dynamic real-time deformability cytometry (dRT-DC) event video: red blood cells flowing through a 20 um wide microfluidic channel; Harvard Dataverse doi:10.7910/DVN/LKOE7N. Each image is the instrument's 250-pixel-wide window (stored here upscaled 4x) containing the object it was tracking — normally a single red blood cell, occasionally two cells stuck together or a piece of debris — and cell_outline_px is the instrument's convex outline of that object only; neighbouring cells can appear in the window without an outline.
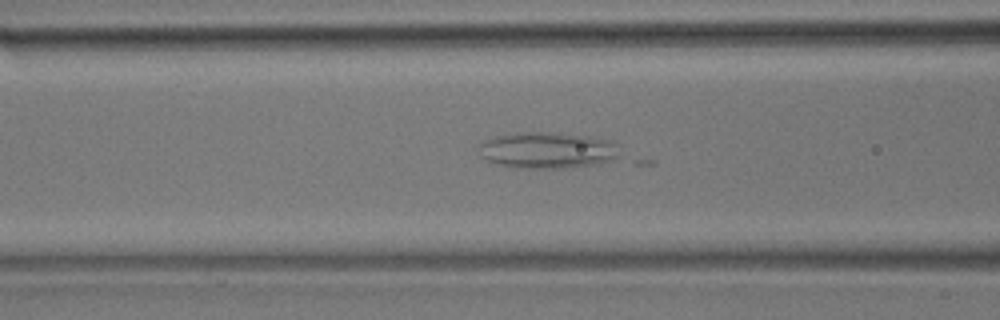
{"species": "common noctule bat (a hibernating species)", "species_latin": "Nyctalus noctula", "temperature_condition": "room temperature", "stored_images_in_passage": 38, "camera_frame_rate_fps": 3000, "um_per_image_px": 0.085, "animal": {"sex": "male", "body_mass_g": 17.9}, "frame": {"image": 1, "passage_image": 16, "time_ms": 5.0, "image_size_px": [1000, 320], "cell_outline_px": [[616, 156], [612, 160], [600, 164], [564, 168], [512, 168], [484, 160], [480, 156], [476, 148], [484, 140], [496, 136], [516, 132], [556, 132], [588, 136], [608, 140], [616, 144]], "centroid_in_image_um": [46.43, 12.77], "position_along_channel_um": 120.2, "area_um2": 30.11}}
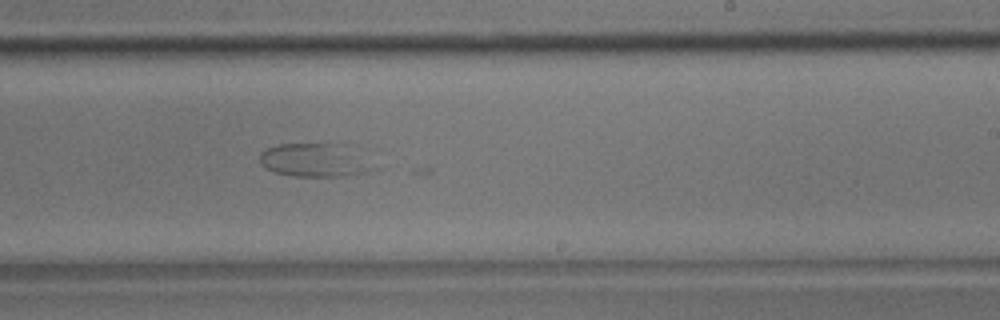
{"frame": {"image": 2, "passage_image": 27, "time_ms": 8.667, "image_size_px": [1000, 320], "cell_outline_px": [[384, 168], [368, 172], [344, 176], [296, 176], [272, 172], [264, 168], [260, 164], [260, 152], [276, 144], [356, 144]], "centroid_in_image_um": [27.0, 13.6], "position_along_channel_um": 262.0, "area_um2": 23.76}}
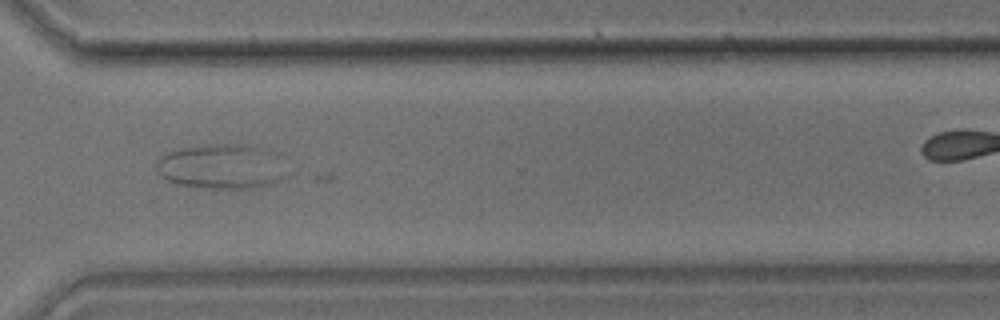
{"frame": {"image": 3, "passage_image": 34, "time_ms": 11.0, "image_size_px": [1000, 320], "cell_outline_px": [[288, 176], [272, 184], [248, 188], [204, 188], [176, 184], [168, 180], [156, 168], [156, 160], [160, 156], [168, 152], [184, 148], [216, 144], [244, 144], [260, 148], [272, 152]], "centroid_in_image_um": [18.8, 14.17], "position_along_channel_um": 351.8, "area_um2": 33.52}}